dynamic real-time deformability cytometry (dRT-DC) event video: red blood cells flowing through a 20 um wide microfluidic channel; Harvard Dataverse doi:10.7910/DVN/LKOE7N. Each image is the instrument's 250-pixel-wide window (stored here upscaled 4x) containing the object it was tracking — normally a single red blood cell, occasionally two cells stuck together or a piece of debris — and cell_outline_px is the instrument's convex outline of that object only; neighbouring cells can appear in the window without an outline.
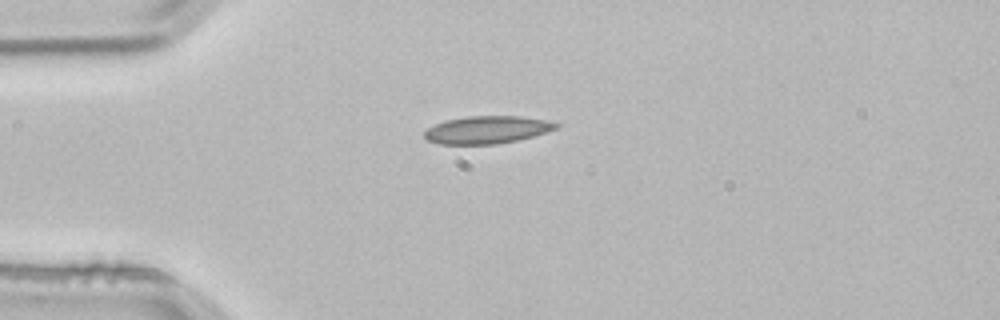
{"species": "common noctule bat (a hibernating species)", "species_latin": "Nyctalus noctula", "temperature_condition": "room temperature", "stored_images_in_passage": 1, "camera_frame_rate_fps": 3000, "um_per_image_px": 0.085, "animal": {"sex": "male", "body_mass_g": 21.5, "forearm_length_mm": 52.0}, "frame": {"image": 1, "passage_image": 1, "time_ms": 0.0, "image_size_px": [1000, 320], "cell_outline_px": [[560, 128], [520, 140], [496, 144], [440, 144], [428, 140], [424, 136], [424, 132], [428, 128], [444, 120], [468, 116], [520, 116], [544, 120], [560, 124]], "centroid_in_image_um": [41.42, 11.03], "position_along_channel_um": 43.6, "area_um2": 21.21}}